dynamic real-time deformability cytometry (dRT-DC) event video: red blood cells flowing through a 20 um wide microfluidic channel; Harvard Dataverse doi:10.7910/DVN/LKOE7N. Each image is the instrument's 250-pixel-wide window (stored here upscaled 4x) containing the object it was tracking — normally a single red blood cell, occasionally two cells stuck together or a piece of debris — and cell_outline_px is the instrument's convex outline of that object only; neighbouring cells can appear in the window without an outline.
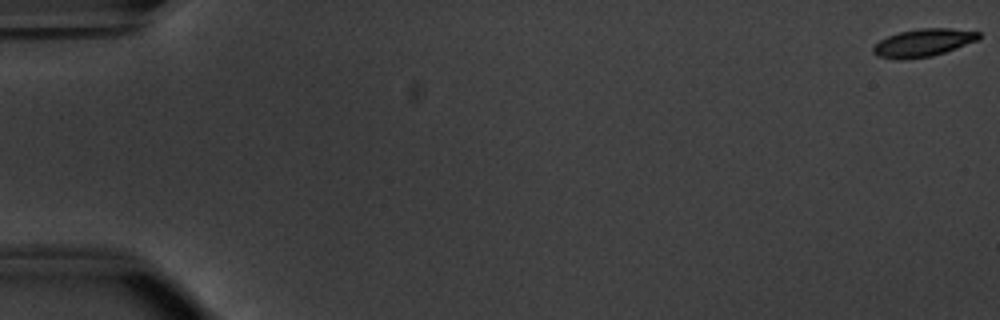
{"species": "common noctule bat (a hibernating species)", "species_latin": "Nyctalus noctula", "temperature_condition": "warm", "stored_images_in_passage": 14, "camera_frame_rate_fps": 3000, "um_per_image_px": 0.085, "animal": {"sex": "male", "body_mass_g": 20.1, "forearm_length_mm": 53.5}, "frame": {"image": 1, "passage_image": 1, "time_ms": 0.0, "image_size_px": [1000, 320], "cell_outline_px": [[980, 36], [976, 40], [956, 48], [932, 56], [900, 60], [876, 56], [872, 52], [872, 48], [880, 40], [888, 36], [900, 32], [920, 28], [948, 28], [980, 32]], "centroid_in_image_um": [78.43, 3.64], "position_along_channel_um": 6.6, "area_um2": 16.88}}